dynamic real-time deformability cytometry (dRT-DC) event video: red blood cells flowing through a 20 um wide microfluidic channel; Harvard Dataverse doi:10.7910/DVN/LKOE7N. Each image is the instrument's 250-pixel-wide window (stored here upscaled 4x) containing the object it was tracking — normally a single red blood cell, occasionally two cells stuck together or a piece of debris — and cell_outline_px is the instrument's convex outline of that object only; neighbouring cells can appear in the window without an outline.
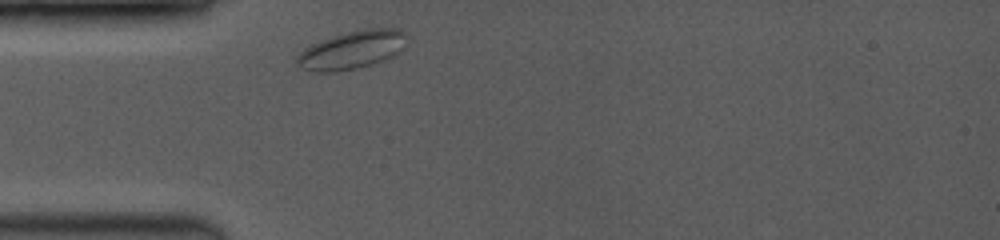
{"species": "common noctule bat (a hibernating species)", "species_latin": "Nyctalus noctula", "temperature_condition": "room temperature", "stored_images_in_passage": 18, "camera_frame_rate_fps": 3500, "um_per_image_px": 0.085, "animal": {"sex": "female", "body_mass_g": 19.0, "forearm_length_mm": 53.3}, "frame": {"image": 1, "passage_image": 1, "time_ms": 0.0, "image_size_px": [1000, 240], "cell_outline_px": [[404, 48], [380, 60], [356, 68], [332, 72], [316, 72], [304, 68], [296, 64], [296, 56], [304, 48], [320, 40], [332, 36], [364, 28], [400, 28], [404, 32]], "centroid_in_image_um": [29.85, 4.22], "position_along_channel_um": 55.1, "area_um2": 23.87}}
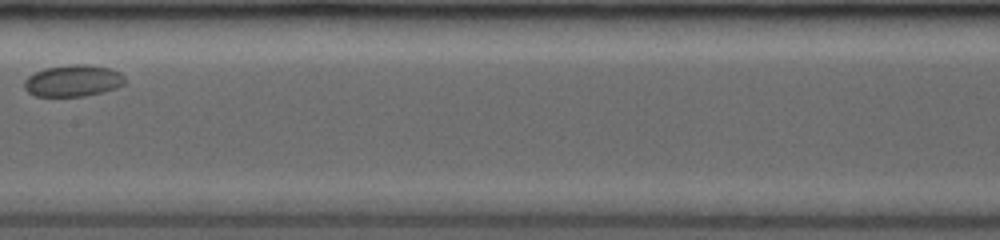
{"frame": {"image": 2, "passage_image": 11, "time_ms": 4.286, "image_size_px": [1000, 240], "cell_outline_px": [[124, 84], [116, 88], [104, 92], [84, 96], [36, 96], [28, 92], [24, 88], [24, 80], [28, 76], [44, 68], [68, 64], [88, 64], [112, 68], [120, 72], [124, 76]], "centroid_in_image_um": [6.22, 6.85], "position_along_channel_um": 201.2, "area_um2": 18.79}}
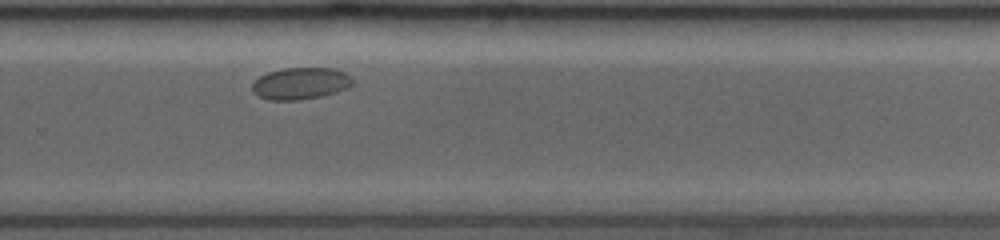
{"frame": {"image": 3, "passage_image": 18, "time_ms": 7.143, "image_size_px": [1000, 240], "cell_outline_px": [[352, 84], [348, 88], [336, 92], [320, 96], [296, 100], [268, 100], [252, 92], [252, 84], [260, 76], [268, 72], [284, 68], [332, 68], [344, 72], [352, 80]], "centroid_in_image_um": [25.52, 7.09], "position_along_channel_um": 304.3, "area_um2": 18.44}}